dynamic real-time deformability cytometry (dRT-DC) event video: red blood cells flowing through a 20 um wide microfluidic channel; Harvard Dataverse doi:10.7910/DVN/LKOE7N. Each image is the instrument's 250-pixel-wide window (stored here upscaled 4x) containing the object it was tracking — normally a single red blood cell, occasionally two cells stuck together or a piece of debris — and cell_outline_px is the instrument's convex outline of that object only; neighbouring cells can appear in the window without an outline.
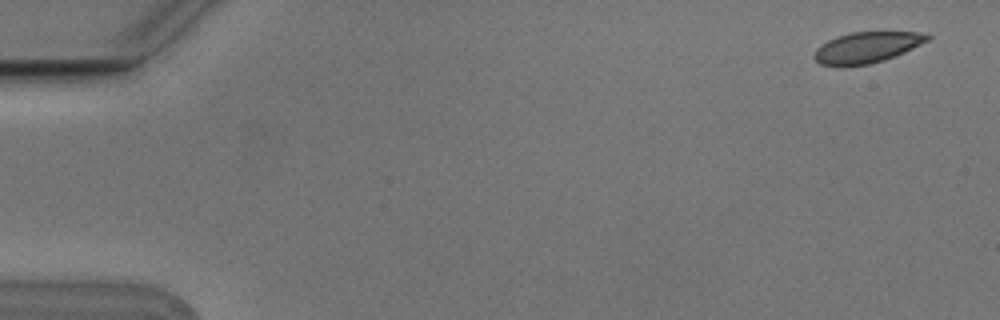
{"species": "Egyptian fruit bat (a non-hibernating species)", "species_latin": "Rousettus aegyptiacus", "temperature_condition": "cold", "stored_images_in_passage": 5, "camera_frame_rate_fps": 3000, "um_per_image_px": 0.085, "animal": {"sex": "male"}, "frame": {"image": 1, "passage_image": 1, "time_ms": 0.0, "image_size_px": [1000, 320], "cell_outline_px": [[932, 36], [928, 40], [904, 52], [884, 60], [868, 64], [820, 64], [812, 56], [816, 48], [828, 40], [836, 36], [852, 32], [916, 32]], "centroid_in_image_um": [73.67, 4.0], "position_along_channel_um": 11.3, "area_um2": 19.83}}